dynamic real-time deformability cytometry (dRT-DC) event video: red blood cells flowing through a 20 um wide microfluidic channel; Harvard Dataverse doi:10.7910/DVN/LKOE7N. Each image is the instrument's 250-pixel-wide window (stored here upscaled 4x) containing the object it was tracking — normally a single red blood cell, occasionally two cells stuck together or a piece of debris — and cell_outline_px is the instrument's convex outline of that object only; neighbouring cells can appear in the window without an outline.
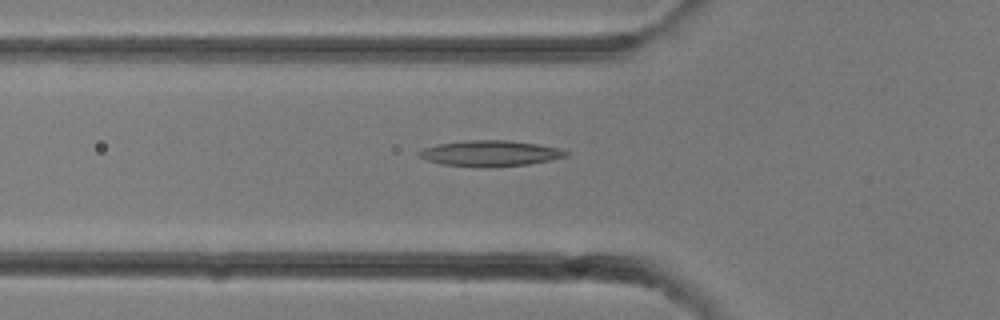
{"species": "common noctule bat (a hibernating species)", "species_latin": "Nyctalus noctula", "temperature_condition": "room temperature", "stored_images_in_passage": 26, "segment_of_instrument_passage": [1, 2], "camera_frame_rate_fps": 3000, "um_per_image_px": 0.085, "animal": {"sex": "female"}, "frame": {"image": 1, "passage_image": 10, "time_ms": 3.0, "image_size_px": [1000, 320], "cell_outline_px": [[568, 156], [552, 160], [528, 164], [488, 168], [480, 168], [440, 164], [428, 160], [420, 156], [416, 152], [424, 148], [436, 144], [464, 140], [508, 140], [536, 144], [560, 148], [568, 152]], "centroid_in_image_um": [41.65, 13.04], "position_along_channel_um": 84.1, "area_um2": 22.37}}
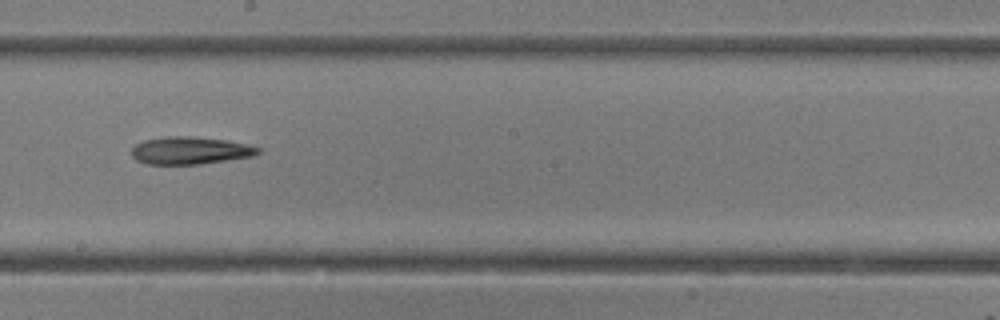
{"frame": {"image": 2, "passage_image": 16, "time_ms": 5.0, "image_size_px": [1000, 320], "cell_outline_px": [[260, 152], [252, 156], [200, 164], [148, 164], [136, 160], [132, 156], [132, 148], [136, 144], [144, 140], [164, 136], [192, 136], [228, 140], [248, 144], [260, 148]], "centroid_in_image_um": [16.16, 12.78], "position_along_channel_um": 232.0, "area_um2": 20.29}}
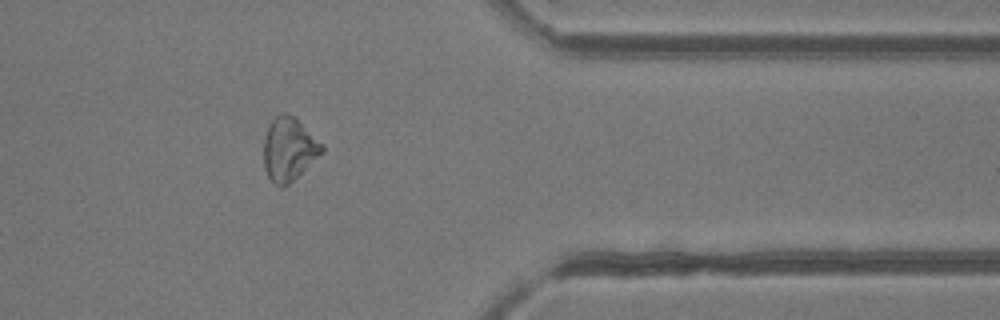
{"frame": {"image": 3, "passage_image": 23, "time_ms": 7.333, "image_size_px": [1000, 320], "cell_outline_px": [[324, 152], [284, 188], [280, 188], [268, 176], [264, 168], [264, 136], [268, 124], [276, 116], [288, 112], [296, 116], [324, 144]], "centroid_in_image_um": [24.58, 12.65], "position_along_channel_um": 386.8, "area_um2": 21.85}}